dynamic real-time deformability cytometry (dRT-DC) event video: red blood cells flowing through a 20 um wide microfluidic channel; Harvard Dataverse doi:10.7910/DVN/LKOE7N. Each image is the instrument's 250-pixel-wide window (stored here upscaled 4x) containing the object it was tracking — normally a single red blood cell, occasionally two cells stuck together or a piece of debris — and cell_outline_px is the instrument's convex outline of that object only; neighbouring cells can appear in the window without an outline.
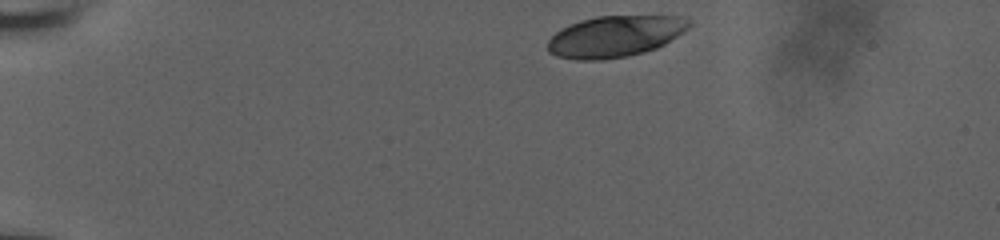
{"species": "human", "species_latin": "Homo sapiens", "temperature_condition": "room temperature", "stored_images_in_passage": 38, "camera_frame_rate_fps": 3000, "um_per_image_px": 0.085, "donor": {"sex": "male"}, "frame": {"image": 1, "passage_image": 1, "time_ms": 0.0, "image_size_px": [1000, 240], "cell_outline_px": [[692, 24], [688, 28], [664, 44], [656, 48], [644, 52], [628, 56], [600, 60], [576, 60], [556, 56], [548, 52], [548, 40], [560, 28], [580, 20], [596, 16], [676, 16], [692, 20]], "centroid_in_image_um": [52.25, 3.09], "position_along_channel_um": 32.8, "area_um2": 34.04}}
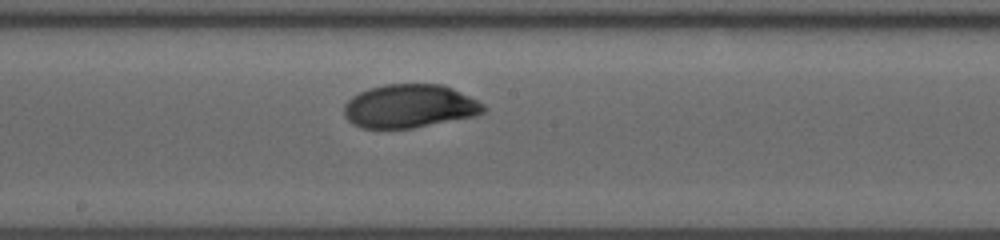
{"frame": {"image": 2, "passage_image": 22, "time_ms": 7.0, "image_size_px": [1000, 240], "cell_outline_px": [[488, 108], [484, 112], [476, 116], [412, 128], [360, 128], [352, 124], [344, 116], [344, 104], [352, 96], [368, 88], [384, 84], [444, 84], [484, 104]], "centroid_in_image_um": [34.8, 9.02], "position_along_channel_um": 213.4, "area_um2": 35.49}}
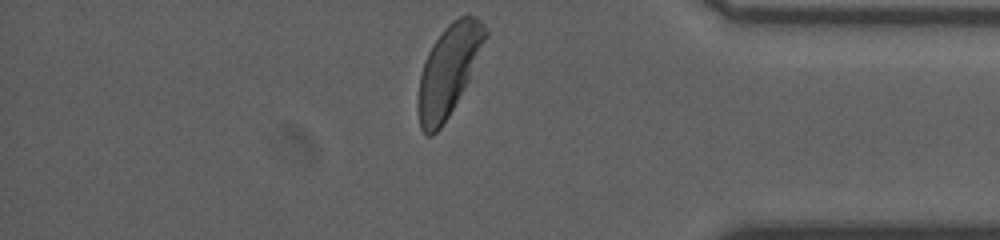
{"frame": {"image": 3, "passage_image": 38, "time_ms": 12.333, "image_size_px": [1000, 240], "cell_outline_px": [[488, 36], [468, 80], [448, 116], [440, 128], [432, 136], [428, 136], [420, 128], [416, 108], [416, 104], [420, 76], [424, 60], [432, 44], [444, 28], [452, 20], [460, 16], [472, 16], [480, 20], [484, 24], [488, 32]], "centroid_in_image_um": [38.09, 5.98], "position_along_channel_um": 397.1, "area_um2": 35.2}, "authors_computed_cell_mechanics": {"area_um2": 35.6626, "velocity_mm_per_s": 3.8009, "shape_relaxation_time_tau1_ms": 4.1438, "shape_relaxation_time_tau2_ms": null, "deformation_change_tau1": 0.1807, "deformation_change_tau2": null}}